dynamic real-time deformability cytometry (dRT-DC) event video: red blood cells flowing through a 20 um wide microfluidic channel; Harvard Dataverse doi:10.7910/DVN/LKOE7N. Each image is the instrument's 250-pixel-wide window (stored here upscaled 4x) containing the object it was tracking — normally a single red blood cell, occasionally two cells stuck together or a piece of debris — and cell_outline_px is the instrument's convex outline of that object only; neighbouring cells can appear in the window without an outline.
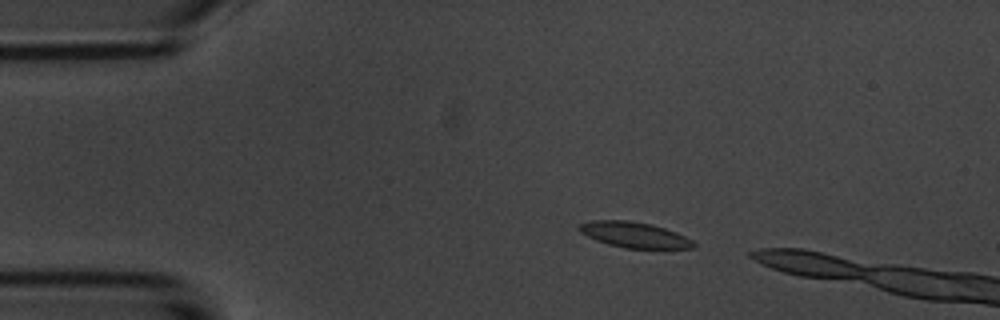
{"species": "common noctule bat (a hibernating species)", "species_latin": "Nyctalus noctula", "temperature_condition": "room temperature", "stored_images_in_passage": 4, "camera_frame_rate_fps": 3000, "um_per_image_px": 0.085, "animal": {"sex": "male", "body_mass_g": 20.1, "forearm_length_mm": 53.5}, "frame": {"image": 1, "passage_image": 2, "time_ms": 1.333, "image_size_px": [1000, 320], "cell_outline_px": [[696, 244], [692, 248], [624, 248], [608, 244], [596, 240], [580, 232], [576, 228], [580, 224], [592, 220], [632, 220], [652, 224], [676, 232], [692, 240]], "centroid_in_image_um": [53.89, 19.95], "position_along_channel_um": 31.1, "area_um2": 17.05}}